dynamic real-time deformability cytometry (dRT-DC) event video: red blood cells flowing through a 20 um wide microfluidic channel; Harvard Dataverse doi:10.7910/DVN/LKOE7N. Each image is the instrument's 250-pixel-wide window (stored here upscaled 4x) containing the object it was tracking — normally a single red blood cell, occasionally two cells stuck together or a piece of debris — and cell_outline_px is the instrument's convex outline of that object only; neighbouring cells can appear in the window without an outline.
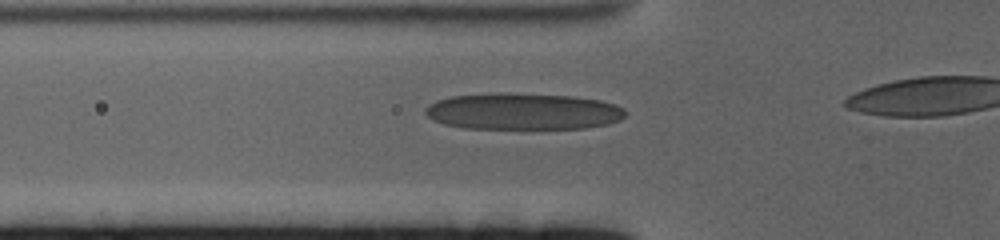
{"species": "human", "species_latin": "Homo sapiens", "temperature_condition": "cold", "stored_images_in_passage": 32, "camera_frame_rate_fps": 3000, "um_per_image_px": 0.085, "donor": {"sex": "female"}, "frame": {"image": 1, "passage_image": 15, "time_ms": 4.667, "image_size_px": [1000, 240], "cell_outline_px": [[628, 112], [620, 120], [608, 124], [584, 128], [464, 128], [444, 124], [432, 120], [424, 112], [424, 108], [428, 104], [436, 100], [452, 96], [572, 96], [600, 100], [616, 104], [624, 108]], "centroid_in_image_um": [44.5, 9.52], "position_along_channel_um": 81.3, "area_um2": 41.15}}
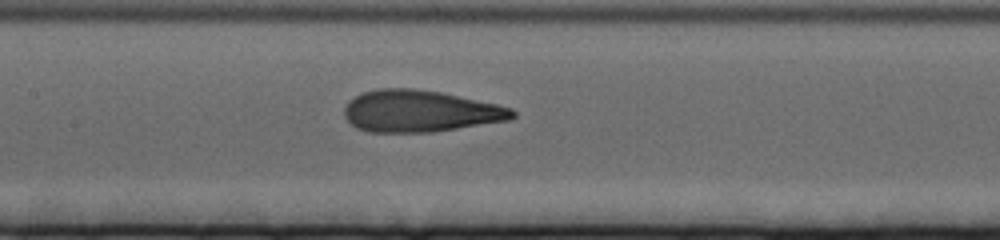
{"frame": {"image": 2, "passage_image": 23, "time_ms": 7.333, "image_size_px": [1000, 240], "cell_outline_px": [[516, 116], [508, 120], [432, 132], [368, 132], [356, 128], [344, 116], [344, 108], [348, 100], [364, 92], [380, 88], [412, 88], [440, 92], [496, 104], [512, 108], [516, 112]], "centroid_in_image_um": [35.67, 9.45], "position_along_channel_um": 171.7, "area_um2": 40.75}}
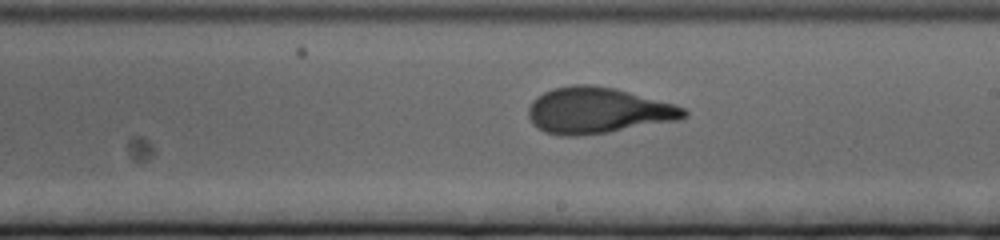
{"frame": {"image": 3, "passage_image": 29, "time_ms": 9.333, "image_size_px": [1000, 240], "cell_outline_px": [[688, 116], [680, 120], [608, 132], [576, 136], [560, 136], [544, 132], [536, 128], [532, 124], [528, 116], [528, 108], [532, 100], [536, 96], [552, 88], [572, 84], [588, 84], [616, 88], [676, 104], [684, 108], [688, 112]], "centroid_in_image_um": [50.8, 9.39], "position_along_channel_um": 238.2, "area_um2": 42.25}}